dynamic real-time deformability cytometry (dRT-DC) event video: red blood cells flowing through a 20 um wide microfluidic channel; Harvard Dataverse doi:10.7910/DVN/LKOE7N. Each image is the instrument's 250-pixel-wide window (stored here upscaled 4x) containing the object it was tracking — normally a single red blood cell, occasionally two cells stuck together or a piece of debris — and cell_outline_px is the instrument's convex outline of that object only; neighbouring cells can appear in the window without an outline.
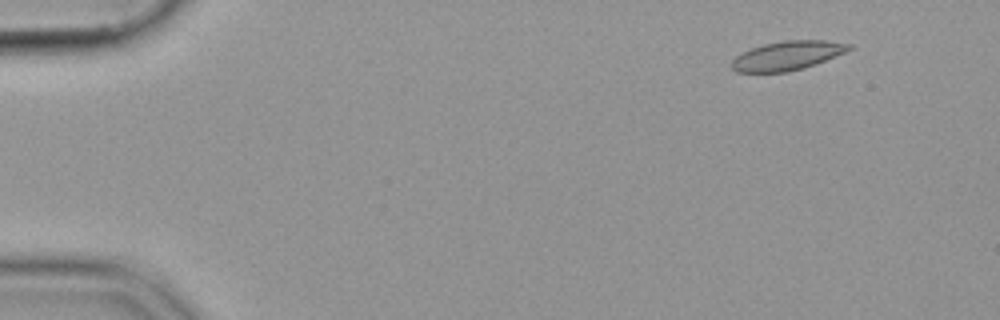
{"species": "common noctule bat (a hibernating species)", "species_latin": "Nyctalus noctula", "temperature_condition": "cold", "stored_images_in_passage": 15, "segment_of_instrument_passage": [2, 2], "camera_frame_rate_fps": 3000, "um_per_image_px": 0.085, "animal": {"sex": "female", "body_mass_g": 19.9}, "frame": {"image": 1, "passage_image": 15, "time_ms": 4.667, "image_size_px": [1000, 320], "cell_outline_px": [[852, 48], [844, 52], [816, 64], [804, 68], [788, 72], [736, 72], [732, 68], [732, 60], [736, 56], [752, 48], [764, 44], [784, 40], [824, 40], [852, 44]], "centroid_in_image_um": [66.93, 4.73], "position_along_channel_um": 18.1, "area_um2": 19.71}}